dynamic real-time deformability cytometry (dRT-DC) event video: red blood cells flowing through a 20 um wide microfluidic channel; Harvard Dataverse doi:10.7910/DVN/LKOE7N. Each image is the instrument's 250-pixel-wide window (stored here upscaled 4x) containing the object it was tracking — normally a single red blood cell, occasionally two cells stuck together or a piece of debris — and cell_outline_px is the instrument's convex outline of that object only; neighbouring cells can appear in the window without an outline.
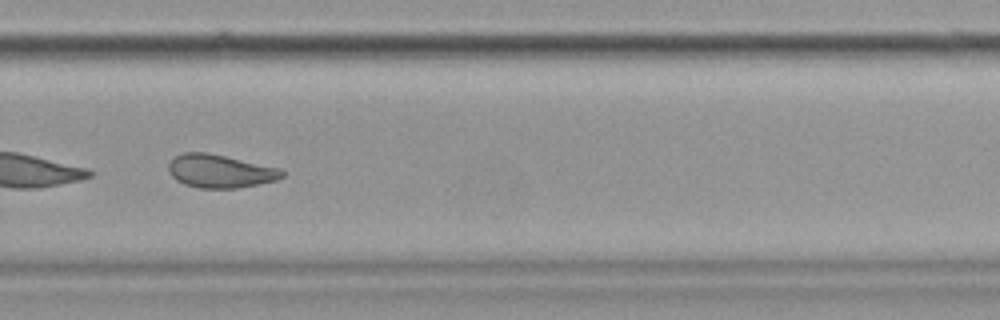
{"species": "common noctule bat (a hibernating species)", "species_latin": "Nyctalus noctula", "temperature_condition": "cold", "stored_images_in_passage": 39, "camera_frame_rate_fps": 3000, "um_per_image_px": 0.085, "animal": {"sex": "female", "body_mass_g": 19.9}, "frame": {"image": 1, "passage_image": 28, "time_ms": 9.0, "image_size_px": [1000, 320], "cell_outline_px": [[284, 176], [276, 180], [236, 188], [200, 188], [184, 184], [176, 180], [168, 172], [168, 164], [176, 156], [184, 152], [208, 152], [280, 168], [284, 172]], "centroid_in_image_um": [18.69, 14.54], "position_along_channel_um": 311.1, "area_um2": 21.91}, "authors_computed_cell_mechanics": {"area_um2": 22.0796, "velocity_mm_per_s": 3.5608, "shape_relaxation_time_tau1_ms": 9.0332, "shape_relaxation_time_tau2_ms": 4.5341, "deformation_change_tau1": 0.1662, "deformation_change_tau2": 0.0848}}